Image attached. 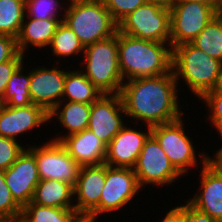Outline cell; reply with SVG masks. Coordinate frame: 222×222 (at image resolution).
Masks as SVG:
<instances>
[{"label":"cell","mask_w":222,"mask_h":222,"mask_svg":"<svg viewBox=\"0 0 222 222\" xmlns=\"http://www.w3.org/2000/svg\"><path fill=\"white\" fill-rule=\"evenodd\" d=\"M22 65H20L11 75L7 82L4 96L0 101L1 105L10 107H21L32 104L29 91L30 86V72L27 76H23Z\"/></svg>","instance_id":"cell-26"},{"label":"cell","mask_w":222,"mask_h":222,"mask_svg":"<svg viewBox=\"0 0 222 222\" xmlns=\"http://www.w3.org/2000/svg\"><path fill=\"white\" fill-rule=\"evenodd\" d=\"M120 113L126 114L120 94H103L91 104L87 129L107 146L124 127Z\"/></svg>","instance_id":"cell-12"},{"label":"cell","mask_w":222,"mask_h":222,"mask_svg":"<svg viewBox=\"0 0 222 222\" xmlns=\"http://www.w3.org/2000/svg\"><path fill=\"white\" fill-rule=\"evenodd\" d=\"M4 174L13 199L22 208L29 204L40 181L35 156L28 149H24L11 167L4 170Z\"/></svg>","instance_id":"cell-14"},{"label":"cell","mask_w":222,"mask_h":222,"mask_svg":"<svg viewBox=\"0 0 222 222\" xmlns=\"http://www.w3.org/2000/svg\"><path fill=\"white\" fill-rule=\"evenodd\" d=\"M200 99L207 102V106L212 112L210 119L212 124L218 131L222 132V92L218 89L210 90L206 92Z\"/></svg>","instance_id":"cell-33"},{"label":"cell","mask_w":222,"mask_h":222,"mask_svg":"<svg viewBox=\"0 0 222 222\" xmlns=\"http://www.w3.org/2000/svg\"><path fill=\"white\" fill-rule=\"evenodd\" d=\"M147 127L148 131L144 133L124 126L107 145L105 164L133 169L145 141L151 135V126Z\"/></svg>","instance_id":"cell-16"},{"label":"cell","mask_w":222,"mask_h":222,"mask_svg":"<svg viewBox=\"0 0 222 222\" xmlns=\"http://www.w3.org/2000/svg\"><path fill=\"white\" fill-rule=\"evenodd\" d=\"M50 45L53 53L58 57L77 55L85 49L77 35L64 22L57 27Z\"/></svg>","instance_id":"cell-28"},{"label":"cell","mask_w":222,"mask_h":222,"mask_svg":"<svg viewBox=\"0 0 222 222\" xmlns=\"http://www.w3.org/2000/svg\"><path fill=\"white\" fill-rule=\"evenodd\" d=\"M23 22L20 32L16 38L17 47L20 54L28 48V43L36 47H45L50 45L57 27L64 18L61 19H31Z\"/></svg>","instance_id":"cell-20"},{"label":"cell","mask_w":222,"mask_h":222,"mask_svg":"<svg viewBox=\"0 0 222 222\" xmlns=\"http://www.w3.org/2000/svg\"><path fill=\"white\" fill-rule=\"evenodd\" d=\"M28 150L35 156L40 179H52L76 185L81 166L60 142L50 140L41 147L33 146Z\"/></svg>","instance_id":"cell-8"},{"label":"cell","mask_w":222,"mask_h":222,"mask_svg":"<svg viewBox=\"0 0 222 222\" xmlns=\"http://www.w3.org/2000/svg\"><path fill=\"white\" fill-rule=\"evenodd\" d=\"M217 14L204 3L178 1L170 10V47L194 40Z\"/></svg>","instance_id":"cell-7"},{"label":"cell","mask_w":222,"mask_h":222,"mask_svg":"<svg viewBox=\"0 0 222 222\" xmlns=\"http://www.w3.org/2000/svg\"><path fill=\"white\" fill-rule=\"evenodd\" d=\"M162 222H182V206L171 209Z\"/></svg>","instance_id":"cell-38"},{"label":"cell","mask_w":222,"mask_h":222,"mask_svg":"<svg viewBox=\"0 0 222 222\" xmlns=\"http://www.w3.org/2000/svg\"><path fill=\"white\" fill-rule=\"evenodd\" d=\"M19 222H85L75 209L42 206L32 201L22 208Z\"/></svg>","instance_id":"cell-22"},{"label":"cell","mask_w":222,"mask_h":222,"mask_svg":"<svg viewBox=\"0 0 222 222\" xmlns=\"http://www.w3.org/2000/svg\"><path fill=\"white\" fill-rule=\"evenodd\" d=\"M182 222H215L213 218L196 208L188 201L186 205H182Z\"/></svg>","instance_id":"cell-36"},{"label":"cell","mask_w":222,"mask_h":222,"mask_svg":"<svg viewBox=\"0 0 222 222\" xmlns=\"http://www.w3.org/2000/svg\"><path fill=\"white\" fill-rule=\"evenodd\" d=\"M137 176L132 168L105 164V183L99 200V215L122 208L138 193Z\"/></svg>","instance_id":"cell-11"},{"label":"cell","mask_w":222,"mask_h":222,"mask_svg":"<svg viewBox=\"0 0 222 222\" xmlns=\"http://www.w3.org/2000/svg\"><path fill=\"white\" fill-rule=\"evenodd\" d=\"M66 73L57 68L43 67L30 71L31 102L43 107L48 113L53 109H59L62 105Z\"/></svg>","instance_id":"cell-15"},{"label":"cell","mask_w":222,"mask_h":222,"mask_svg":"<svg viewBox=\"0 0 222 222\" xmlns=\"http://www.w3.org/2000/svg\"><path fill=\"white\" fill-rule=\"evenodd\" d=\"M181 118L151 127V135L168 156L174 168L183 175L191 166H195L197 157L193 143L185 134Z\"/></svg>","instance_id":"cell-9"},{"label":"cell","mask_w":222,"mask_h":222,"mask_svg":"<svg viewBox=\"0 0 222 222\" xmlns=\"http://www.w3.org/2000/svg\"><path fill=\"white\" fill-rule=\"evenodd\" d=\"M25 0H0V35L17 38L24 22Z\"/></svg>","instance_id":"cell-27"},{"label":"cell","mask_w":222,"mask_h":222,"mask_svg":"<svg viewBox=\"0 0 222 222\" xmlns=\"http://www.w3.org/2000/svg\"><path fill=\"white\" fill-rule=\"evenodd\" d=\"M21 214L22 207L13 199L5 182L4 170L0 169V221L19 222Z\"/></svg>","instance_id":"cell-29"},{"label":"cell","mask_w":222,"mask_h":222,"mask_svg":"<svg viewBox=\"0 0 222 222\" xmlns=\"http://www.w3.org/2000/svg\"><path fill=\"white\" fill-rule=\"evenodd\" d=\"M19 53L16 38L0 35V64L14 59Z\"/></svg>","instance_id":"cell-35"},{"label":"cell","mask_w":222,"mask_h":222,"mask_svg":"<svg viewBox=\"0 0 222 222\" xmlns=\"http://www.w3.org/2000/svg\"><path fill=\"white\" fill-rule=\"evenodd\" d=\"M113 20L118 24L129 13L139 6L147 3V0H102Z\"/></svg>","instance_id":"cell-31"},{"label":"cell","mask_w":222,"mask_h":222,"mask_svg":"<svg viewBox=\"0 0 222 222\" xmlns=\"http://www.w3.org/2000/svg\"><path fill=\"white\" fill-rule=\"evenodd\" d=\"M73 195L74 186L67 182L40 179L35 187L32 202L42 206L75 209L74 205H71Z\"/></svg>","instance_id":"cell-21"},{"label":"cell","mask_w":222,"mask_h":222,"mask_svg":"<svg viewBox=\"0 0 222 222\" xmlns=\"http://www.w3.org/2000/svg\"><path fill=\"white\" fill-rule=\"evenodd\" d=\"M48 120L49 113L39 105L10 107L0 104V136L16 140L15 136Z\"/></svg>","instance_id":"cell-17"},{"label":"cell","mask_w":222,"mask_h":222,"mask_svg":"<svg viewBox=\"0 0 222 222\" xmlns=\"http://www.w3.org/2000/svg\"><path fill=\"white\" fill-rule=\"evenodd\" d=\"M53 141L60 142L81 167L105 164L107 146L89 129Z\"/></svg>","instance_id":"cell-18"},{"label":"cell","mask_w":222,"mask_h":222,"mask_svg":"<svg viewBox=\"0 0 222 222\" xmlns=\"http://www.w3.org/2000/svg\"><path fill=\"white\" fill-rule=\"evenodd\" d=\"M24 149L15 139L0 136V169L11 167Z\"/></svg>","instance_id":"cell-32"},{"label":"cell","mask_w":222,"mask_h":222,"mask_svg":"<svg viewBox=\"0 0 222 222\" xmlns=\"http://www.w3.org/2000/svg\"><path fill=\"white\" fill-rule=\"evenodd\" d=\"M105 183V164L81 167L74 195H77L75 210L85 222H95L99 215V200Z\"/></svg>","instance_id":"cell-13"},{"label":"cell","mask_w":222,"mask_h":222,"mask_svg":"<svg viewBox=\"0 0 222 222\" xmlns=\"http://www.w3.org/2000/svg\"><path fill=\"white\" fill-rule=\"evenodd\" d=\"M57 0H25V12L31 19H58ZM57 15V16H56Z\"/></svg>","instance_id":"cell-30"},{"label":"cell","mask_w":222,"mask_h":222,"mask_svg":"<svg viewBox=\"0 0 222 222\" xmlns=\"http://www.w3.org/2000/svg\"><path fill=\"white\" fill-rule=\"evenodd\" d=\"M128 81L120 91L126 116L144 120L151 127L181 118L176 93L178 81L172 70L164 75Z\"/></svg>","instance_id":"cell-1"},{"label":"cell","mask_w":222,"mask_h":222,"mask_svg":"<svg viewBox=\"0 0 222 222\" xmlns=\"http://www.w3.org/2000/svg\"><path fill=\"white\" fill-rule=\"evenodd\" d=\"M58 110V111H57ZM91 104L68 101L59 113V109H53L49 113V119L58 116L60 123L68 129L66 136L81 132L88 127Z\"/></svg>","instance_id":"cell-24"},{"label":"cell","mask_w":222,"mask_h":222,"mask_svg":"<svg viewBox=\"0 0 222 222\" xmlns=\"http://www.w3.org/2000/svg\"><path fill=\"white\" fill-rule=\"evenodd\" d=\"M165 44L118 31V63L123 80L169 73L172 70V48H166Z\"/></svg>","instance_id":"cell-2"},{"label":"cell","mask_w":222,"mask_h":222,"mask_svg":"<svg viewBox=\"0 0 222 222\" xmlns=\"http://www.w3.org/2000/svg\"><path fill=\"white\" fill-rule=\"evenodd\" d=\"M172 71L176 80L185 79L189 89L200 98L206 92L217 89L222 62L191 42L183 43L172 48Z\"/></svg>","instance_id":"cell-3"},{"label":"cell","mask_w":222,"mask_h":222,"mask_svg":"<svg viewBox=\"0 0 222 222\" xmlns=\"http://www.w3.org/2000/svg\"><path fill=\"white\" fill-rule=\"evenodd\" d=\"M118 31L138 39L169 42L170 10L145 3L118 23Z\"/></svg>","instance_id":"cell-6"},{"label":"cell","mask_w":222,"mask_h":222,"mask_svg":"<svg viewBox=\"0 0 222 222\" xmlns=\"http://www.w3.org/2000/svg\"><path fill=\"white\" fill-rule=\"evenodd\" d=\"M217 89L222 92V73H221V75H220V81H219V84H218Z\"/></svg>","instance_id":"cell-41"},{"label":"cell","mask_w":222,"mask_h":222,"mask_svg":"<svg viewBox=\"0 0 222 222\" xmlns=\"http://www.w3.org/2000/svg\"><path fill=\"white\" fill-rule=\"evenodd\" d=\"M203 157L201 172V192L188 202L196 209L210 215L215 222H222V176Z\"/></svg>","instance_id":"cell-19"},{"label":"cell","mask_w":222,"mask_h":222,"mask_svg":"<svg viewBox=\"0 0 222 222\" xmlns=\"http://www.w3.org/2000/svg\"><path fill=\"white\" fill-rule=\"evenodd\" d=\"M214 159L207 156V163L222 176V148L214 155Z\"/></svg>","instance_id":"cell-37"},{"label":"cell","mask_w":222,"mask_h":222,"mask_svg":"<svg viewBox=\"0 0 222 222\" xmlns=\"http://www.w3.org/2000/svg\"><path fill=\"white\" fill-rule=\"evenodd\" d=\"M178 1L204 3L214 8L218 13L222 14V0H178Z\"/></svg>","instance_id":"cell-39"},{"label":"cell","mask_w":222,"mask_h":222,"mask_svg":"<svg viewBox=\"0 0 222 222\" xmlns=\"http://www.w3.org/2000/svg\"><path fill=\"white\" fill-rule=\"evenodd\" d=\"M147 2L158 5L168 10H172L176 5V3L178 2V0H147Z\"/></svg>","instance_id":"cell-40"},{"label":"cell","mask_w":222,"mask_h":222,"mask_svg":"<svg viewBox=\"0 0 222 222\" xmlns=\"http://www.w3.org/2000/svg\"><path fill=\"white\" fill-rule=\"evenodd\" d=\"M133 170L140 187L144 184L171 183L181 175L152 135L145 141Z\"/></svg>","instance_id":"cell-10"},{"label":"cell","mask_w":222,"mask_h":222,"mask_svg":"<svg viewBox=\"0 0 222 222\" xmlns=\"http://www.w3.org/2000/svg\"><path fill=\"white\" fill-rule=\"evenodd\" d=\"M63 22L77 35L84 47L116 34L118 24L102 0H70Z\"/></svg>","instance_id":"cell-4"},{"label":"cell","mask_w":222,"mask_h":222,"mask_svg":"<svg viewBox=\"0 0 222 222\" xmlns=\"http://www.w3.org/2000/svg\"><path fill=\"white\" fill-rule=\"evenodd\" d=\"M84 75L102 94H120L122 78L118 63V30L115 35L84 49Z\"/></svg>","instance_id":"cell-5"},{"label":"cell","mask_w":222,"mask_h":222,"mask_svg":"<svg viewBox=\"0 0 222 222\" xmlns=\"http://www.w3.org/2000/svg\"><path fill=\"white\" fill-rule=\"evenodd\" d=\"M23 54H18L14 59L0 64V101L4 96L7 82L10 80L13 72L23 65Z\"/></svg>","instance_id":"cell-34"},{"label":"cell","mask_w":222,"mask_h":222,"mask_svg":"<svg viewBox=\"0 0 222 222\" xmlns=\"http://www.w3.org/2000/svg\"><path fill=\"white\" fill-rule=\"evenodd\" d=\"M102 92L80 71L66 73L63 97L66 96L71 102L92 104L97 101Z\"/></svg>","instance_id":"cell-23"},{"label":"cell","mask_w":222,"mask_h":222,"mask_svg":"<svg viewBox=\"0 0 222 222\" xmlns=\"http://www.w3.org/2000/svg\"><path fill=\"white\" fill-rule=\"evenodd\" d=\"M191 43L222 62V14L218 13Z\"/></svg>","instance_id":"cell-25"}]
</instances>
